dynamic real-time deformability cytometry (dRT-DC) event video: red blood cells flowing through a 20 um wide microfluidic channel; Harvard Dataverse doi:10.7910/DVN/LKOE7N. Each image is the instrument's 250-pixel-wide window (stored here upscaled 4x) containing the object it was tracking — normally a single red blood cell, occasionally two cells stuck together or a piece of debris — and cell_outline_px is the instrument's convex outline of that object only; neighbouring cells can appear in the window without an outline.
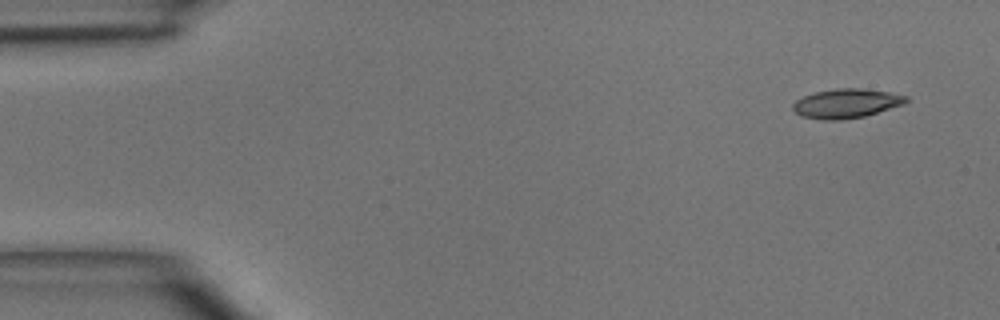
{"species": "common noctule bat (a hibernating species)", "species_latin": "Nyctalus noctula", "temperature_condition": "room temperature", "stored_images_in_passage": 4, "camera_frame_rate_fps": 3000, "um_per_image_px": 0.085, "animal": {"sex": "male", "body_mass_g": 15.6}, "frame": {"image": 1, "passage_image": 1, "time_ms": 0.0, "image_size_px": [1000, 320], "cell_outline_px": [[908, 100], [904, 104], [864, 116], [840, 120], [820, 120], [800, 116], [792, 108], [792, 104], [796, 100], [804, 96], [816, 92], [836, 88], [860, 88], [888, 92], [908, 96]], "centroid_in_image_um": [71.91, 8.79], "position_along_channel_um": 13.1, "area_um2": 19.25}}
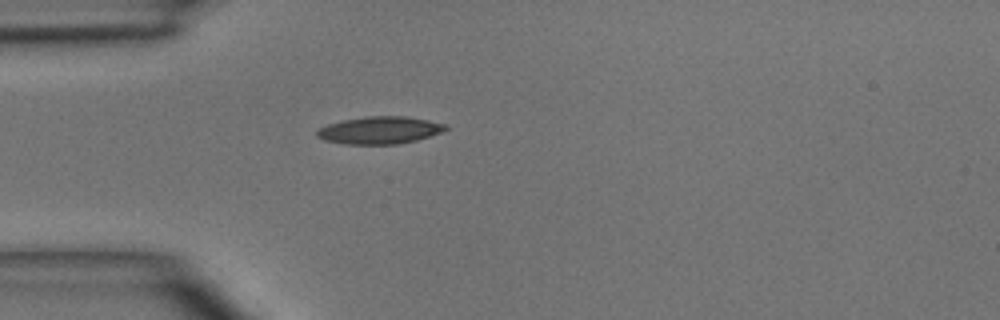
{"frame": {"image": 2, "passage_image": 4, "time_ms": 3.333, "image_size_px": [1000, 320], "cell_outline_px": [[448, 128], [440, 132], [416, 140], [400, 144], [344, 144], [324, 140], [316, 136], [316, 132], [320, 128], [328, 124], [344, 120], [364, 116], [404, 116], [428, 120], [448, 124]], "centroid_in_image_um": [32.27, 11.07], "position_along_channel_um": 52.7, "area_um2": 20.46}}